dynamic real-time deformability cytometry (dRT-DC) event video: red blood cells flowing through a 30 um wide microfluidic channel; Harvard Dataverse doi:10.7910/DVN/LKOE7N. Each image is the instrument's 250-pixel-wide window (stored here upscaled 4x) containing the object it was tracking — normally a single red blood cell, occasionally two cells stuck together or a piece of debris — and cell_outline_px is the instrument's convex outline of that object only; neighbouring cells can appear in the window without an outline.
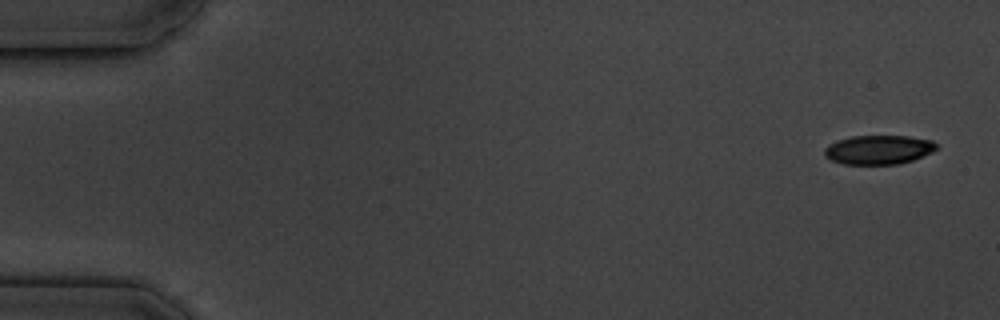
{"species": "common noctule bat (a hibernating species)", "species_latin": "Nyctalus noctula", "temperature_condition": "cold", "stored_images_in_passage": 8, "camera_frame_rate_fps": 3000, "um_per_image_px": 0.085, "animal": {"sex": "male", "body_mass_g": 19.5, "forearm_length_mm": 54.6}, "frame": {"image": 1, "passage_image": 1, "time_ms": 0.0, "image_size_px": [1000, 320], "cell_outline_px": [[940, 148], [932, 152], [912, 160], [900, 164], [844, 164], [832, 160], [824, 156], [824, 148], [828, 144], [836, 140], [852, 136], [908, 136], [932, 140], [940, 144]], "centroid_in_image_um": [74.71, 12.72], "position_along_channel_um": 10.3, "area_um2": 19.25}}
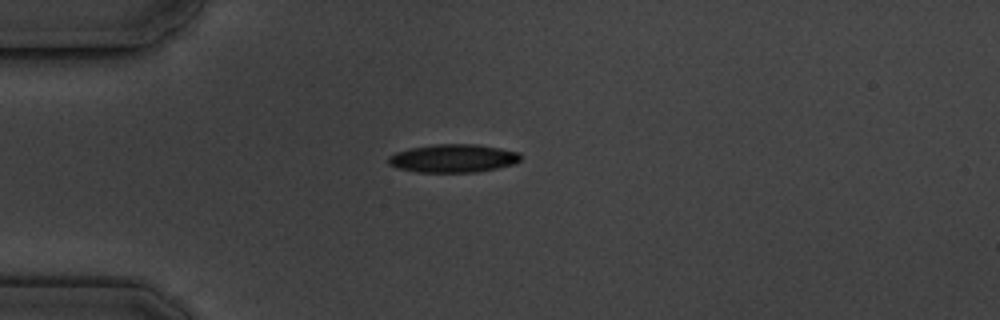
{"frame": {"image": 2, "passage_image": 5, "time_ms": 4.333, "image_size_px": [1000, 320], "cell_outline_px": [[520, 160], [516, 164], [476, 172], [416, 172], [400, 168], [388, 164], [388, 156], [396, 152], [408, 148], [432, 144], [476, 144], [500, 148], [520, 152]], "centroid_in_image_um": [38.52, 13.45], "position_along_channel_um": 46.5, "area_um2": 21.85}}